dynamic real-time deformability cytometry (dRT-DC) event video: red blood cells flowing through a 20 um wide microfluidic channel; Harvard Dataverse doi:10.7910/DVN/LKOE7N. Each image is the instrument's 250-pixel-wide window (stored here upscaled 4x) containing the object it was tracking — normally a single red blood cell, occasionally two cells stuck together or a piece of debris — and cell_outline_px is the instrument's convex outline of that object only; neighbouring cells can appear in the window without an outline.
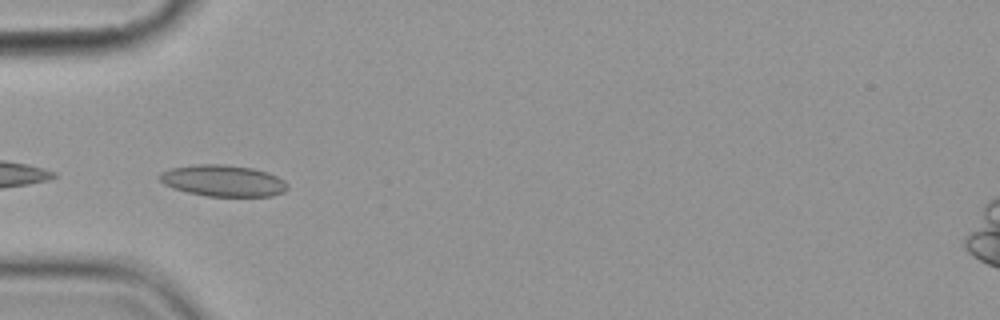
{"species": "common noctule bat (a hibernating species)", "species_latin": "Nyctalus noctula", "temperature_condition": "cold", "stored_images_in_passage": 7, "camera_frame_rate_fps": 3000, "um_per_image_px": 0.085, "animal": {"sex": "female", "body_mass_g": 19.9}, "frame": {"image": 1, "passage_image": 5, "time_ms": 4.667, "image_size_px": [1000, 320], "cell_outline_px": [[288, 188], [284, 192], [272, 196], [208, 196], [188, 192], [172, 188], [164, 184], [156, 176], [160, 172], [172, 168], [192, 164], [224, 164], [252, 168], [268, 172], [284, 180], [288, 184]], "centroid_in_image_um": [18.95, 15.35], "position_along_channel_um": 66.1, "area_um2": 23.58}}
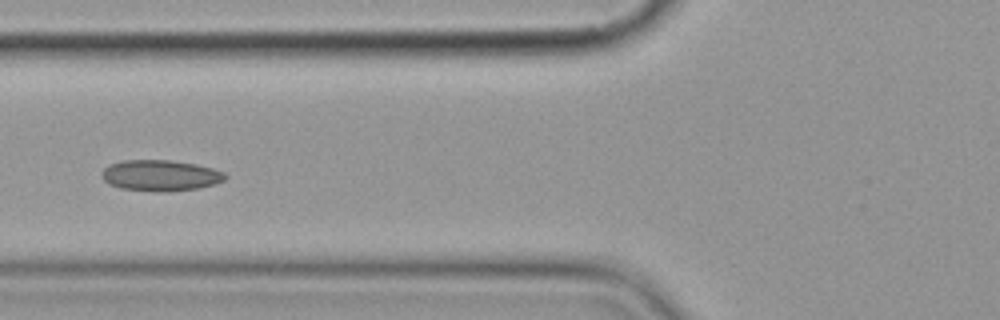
{"frame": {"image": 2, "passage_image": 6, "time_ms": 6.0, "image_size_px": [1000, 320], "cell_outline_px": [[228, 176], [224, 180], [216, 184], [200, 188], [120, 188], [108, 184], [100, 176], [100, 172], [108, 164], [124, 160], [172, 160], [196, 164], [212, 168], [224, 172]], "centroid_in_image_um": [13.62, 14.85], "position_along_channel_um": 112.2, "area_um2": 21.39}}
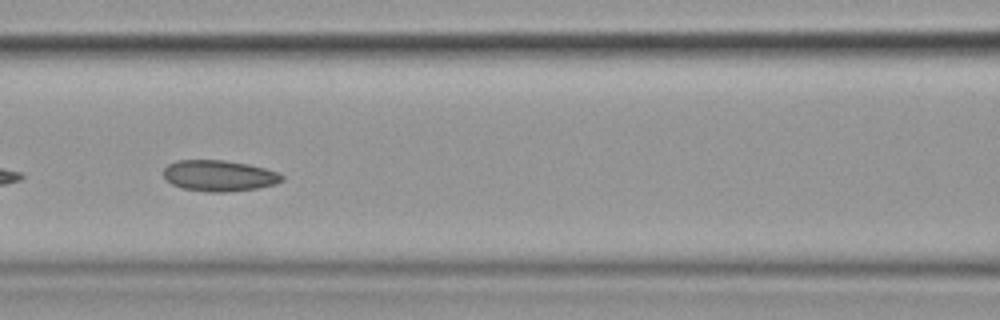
{"frame": {"image": 3, "passage_image": 7, "time_ms": 7.0, "image_size_px": [1000, 320], "cell_outline_px": [[284, 180], [276, 184], [256, 188], [224, 192], [212, 192], [180, 188], [172, 184], [164, 176], [164, 168], [168, 164], [176, 160], [224, 160], [248, 164], [280, 172], [284, 176]], "centroid_in_image_um": [18.64, 14.93], "position_along_channel_um": 148.0, "area_um2": 21.44}}